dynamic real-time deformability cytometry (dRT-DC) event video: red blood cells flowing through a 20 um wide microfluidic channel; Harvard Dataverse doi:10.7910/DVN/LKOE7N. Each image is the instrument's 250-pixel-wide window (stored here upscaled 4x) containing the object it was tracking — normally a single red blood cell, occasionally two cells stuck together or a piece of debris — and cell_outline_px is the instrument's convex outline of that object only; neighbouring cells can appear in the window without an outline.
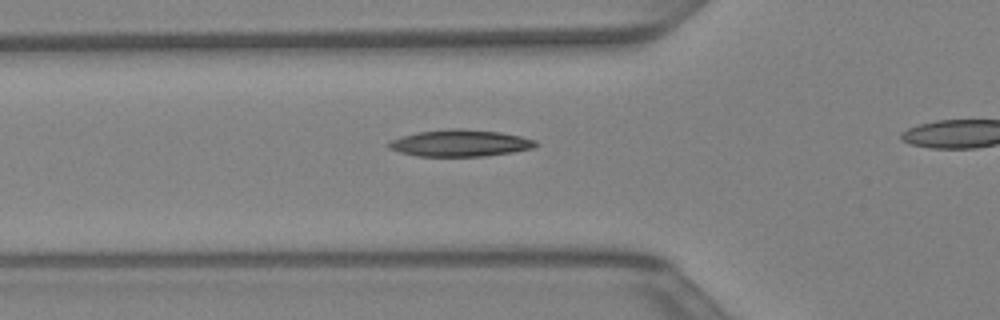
{"species": "Egyptian fruit bat (a non-hibernating species)", "species_latin": "Rousettus aegyptiacus", "temperature_condition": "warm", "stored_images_in_passage": 22, "camera_frame_rate_fps": 3000, "um_per_image_px": 0.085, "animal": {"sex": "female"}, "frame": {"image": 1, "passage_image": 2, "time_ms": 0.333, "image_size_px": [1000, 320], "cell_outline_px": [[540, 144], [532, 148], [512, 152], [484, 156], [416, 156], [400, 152], [388, 148], [388, 144], [392, 140], [400, 136], [420, 132], [448, 128], [460, 128], [500, 132], [520, 136], [536, 140]], "centroid_in_image_um": [39.12, 12.16], "position_along_channel_um": 86.7, "area_um2": 22.89}}
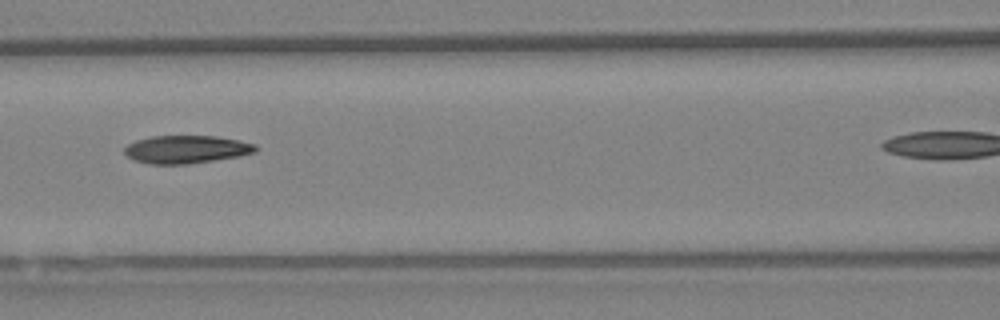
{"frame": {"image": 2, "passage_image": 6, "time_ms": 1.667, "image_size_px": [1000, 320], "cell_outline_px": [[256, 152], [240, 156], [188, 164], [148, 164], [136, 160], [128, 156], [124, 152], [124, 148], [128, 144], [136, 140], [152, 136], [216, 136], [240, 140], [256, 144]], "centroid_in_image_um": [15.85, 12.69], "position_along_channel_um": 150.7, "area_um2": 21.33}}
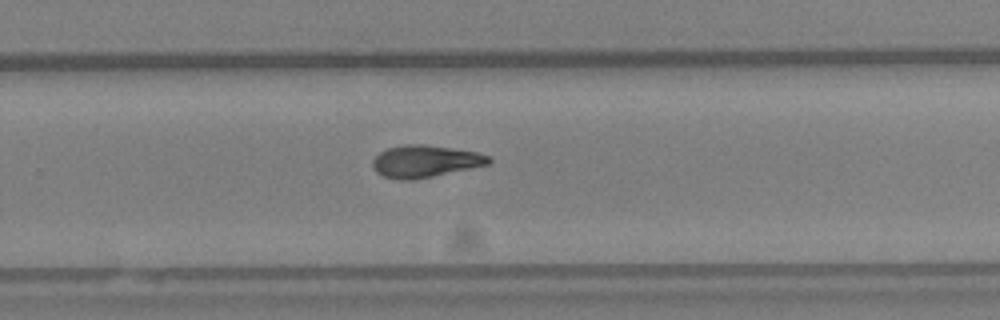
{"frame": {"image": 3, "passage_image": 15, "time_ms": 4.667, "image_size_px": [1000, 320], "cell_outline_px": [[492, 160], [488, 164], [432, 176], [412, 180], [400, 180], [384, 176], [376, 172], [372, 164], [372, 160], [380, 152], [388, 148], [404, 144], [424, 144], [452, 148], [476, 152], [488, 156]], "centroid_in_image_um": [36.1, 13.7], "position_along_channel_um": 293.7, "area_um2": 21.44}}